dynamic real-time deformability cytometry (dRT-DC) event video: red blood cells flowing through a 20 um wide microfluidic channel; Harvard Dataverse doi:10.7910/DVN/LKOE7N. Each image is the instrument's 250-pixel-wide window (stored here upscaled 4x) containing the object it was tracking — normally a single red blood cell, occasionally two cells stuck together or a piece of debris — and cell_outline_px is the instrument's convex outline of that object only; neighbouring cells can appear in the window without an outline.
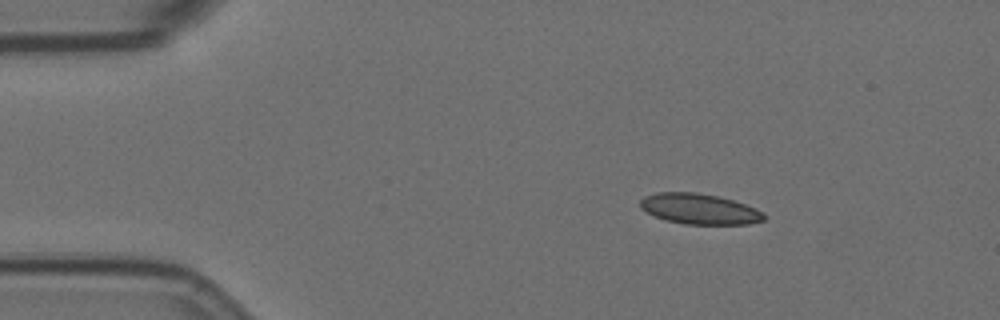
{"species": "Egyptian fruit bat (a non-hibernating species)", "species_latin": "Rousettus aegyptiacus", "temperature_condition": "room temperature", "stored_images_in_passage": 42, "camera_frame_rate_fps": 3000, "um_per_image_px": 0.085, "animal": {"sex": "female"}, "frame": {"image": 1, "passage_image": 1, "time_ms": 0.0, "image_size_px": [1000, 320], "cell_outline_px": [[768, 216], [764, 220], [748, 224], [684, 224], [664, 220], [640, 208], [640, 200], [644, 196], [656, 192], [696, 192], [716, 196], [732, 200], [756, 208], [764, 212]], "centroid_in_image_um": [59.46, 17.76], "position_along_channel_um": 25.5, "area_um2": 22.08}}
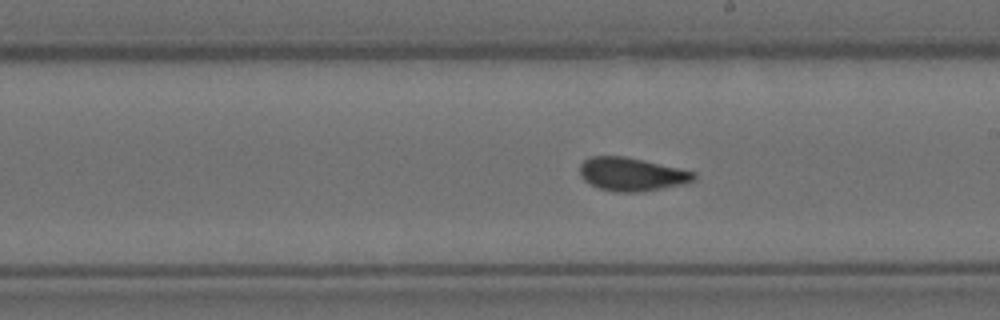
{"frame": {"image": 2, "passage_image": 24, "time_ms": 7.667, "image_size_px": [1000, 320], "cell_outline_px": [[696, 180], [684, 184], [640, 192], [616, 192], [600, 188], [584, 180], [580, 176], [580, 164], [584, 160], [592, 156], [624, 156], [644, 160], [696, 172]], "centroid_in_image_um": [53.71, 14.81], "position_along_channel_um": 235.3, "area_um2": 22.14}}
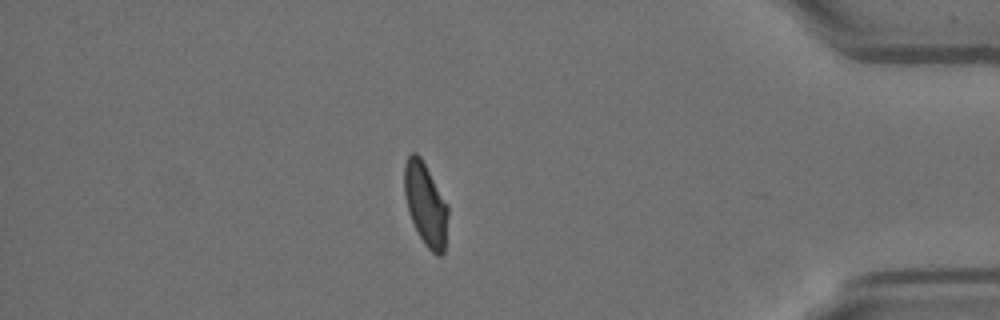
{"frame": {"image": 3, "passage_image": 41, "time_ms": 13.333, "image_size_px": [1000, 320], "cell_outline_px": [[448, 216], [444, 252], [440, 256], [436, 256], [424, 244], [408, 212], [404, 196], [404, 164], [408, 156], [412, 152], [416, 152], [420, 156], [448, 204]], "centroid_in_image_um": [36.17, 17.35], "position_along_channel_um": 399.0, "area_um2": 21.1}, "authors_computed_cell_mechanics": {"area_um2": 22.1952, "velocity_mm_per_s": 3.5728, "shape_relaxation_time_tau1_ms": null, "shape_relaxation_time_tau2_ms": 1.0618, "deformation_change_tau1": null, "deformation_change_tau2": 0.0529}}